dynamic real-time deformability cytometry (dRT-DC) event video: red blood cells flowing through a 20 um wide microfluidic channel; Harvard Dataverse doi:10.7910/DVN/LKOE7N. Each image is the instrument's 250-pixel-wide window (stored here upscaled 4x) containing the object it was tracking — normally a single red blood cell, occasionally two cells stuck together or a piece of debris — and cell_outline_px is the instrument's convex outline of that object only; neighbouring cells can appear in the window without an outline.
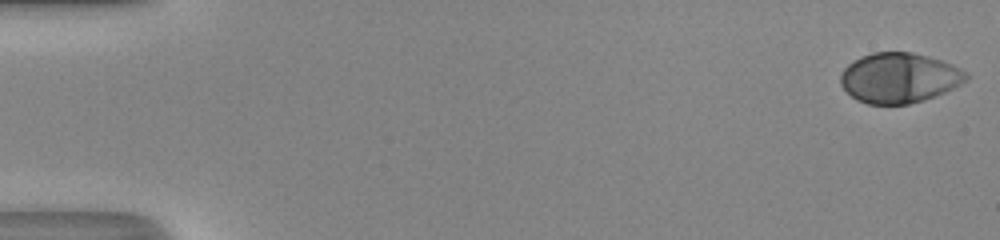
{"species": "human", "species_latin": "Homo sapiens", "temperature_condition": "room temperature", "stored_images_in_passage": 51, "camera_frame_rate_fps": 3000, "um_per_image_px": 0.085, "donor": {"sex": "male"}, "frame": {"image": 1, "passage_image": 1, "time_ms": 0.0, "image_size_px": [1000, 240], "cell_outline_px": [[968, 80], [936, 96], [924, 100], [908, 104], [868, 104], [856, 100], [840, 84], [840, 76], [844, 68], [852, 60], [860, 56], [872, 52], [912, 52], [928, 56], [952, 64], [968, 72]], "centroid_in_image_um": [76.42, 6.61], "position_along_channel_um": 8.6, "area_um2": 36.82}}
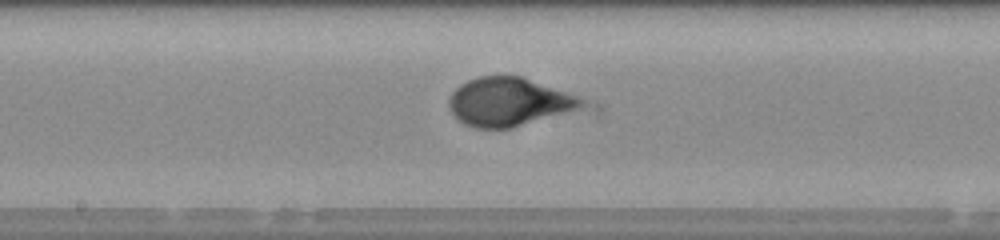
{"frame": {"image": 2, "passage_image": 28, "time_ms": 9.0, "image_size_px": [1000, 240], "cell_outline_px": [[584, 104], [580, 108], [512, 128], [476, 128], [464, 124], [456, 120], [448, 108], [448, 100], [452, 92], [460, 84], [476, 76], [520, 76], [576, 96], [584, 100]], "centroid_in_image_um": [43.15, 8.67], "position_along_channel_um": 205.0, "area_um2": 37.17}}
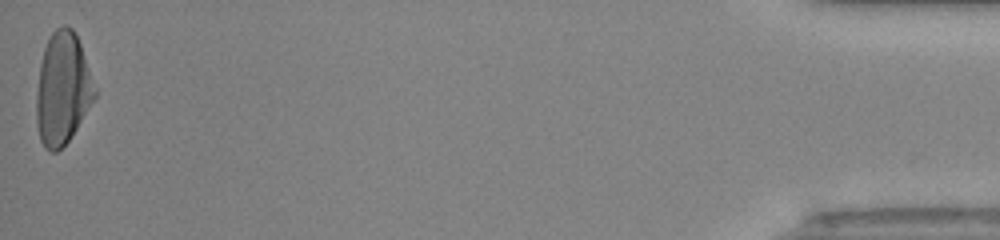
{"frame": {"image": 3, "passage_image": 51, "time_ms": 16.667, "image_size_px": [1000, 240], "cell_outline_px": [[96, 96], [76, 128], [68, 140], [56, 152], [48, 152], [44, 148], [40, 140], [36, 124], [36, 92], [40, 64], [44, 48], [52, 32], [56, 28], [64, 24], [72, 28], [80, 44], [96, 88]], "centroid_in_image_um": [5.29, 7.55], "position_along_channel_um": 429.9, "area_um2": 37.92}, "authors_computed_cell_mechanics": {"area_um2": 36.8186, "velocity_mm_per_s": 4.1738, "shape_relaxation_time_tau1_ms": 3.4821, "shape_relaxation_time_tau2_ms": null, "deformation_change_tau1": 0.2121, "deformation_change_tau2": null}}